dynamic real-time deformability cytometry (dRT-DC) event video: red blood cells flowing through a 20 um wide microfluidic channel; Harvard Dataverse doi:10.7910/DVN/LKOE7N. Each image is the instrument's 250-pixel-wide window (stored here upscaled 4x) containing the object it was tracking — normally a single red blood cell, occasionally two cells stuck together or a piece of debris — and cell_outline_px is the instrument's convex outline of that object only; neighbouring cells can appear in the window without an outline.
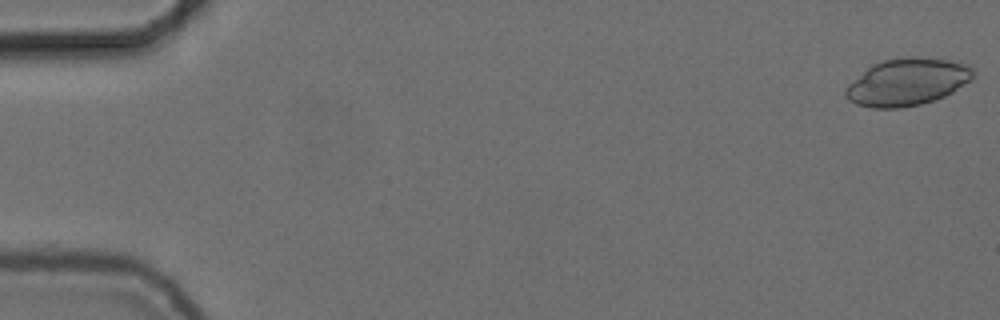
{"species": "common noctule bat (a hibernating species)", "species_latin": "Nyctalus noctula", "temperature_condition": "cold", "stored_images_in_passage": 55, "camera_frame_rate_fps": 3000, "um_per_image_px": 0.085, "animal": {"sex": "female", "body_mass_g": 24.6, "forearm_length_mm": 56.2}, "frame": {"image": 1, "passage_image": 1, "time_ms": 0.0, "image_size_px": [1000, 320], "cell_outline_px": [[976, 72], [972, 80], [952, 92], [944, 96], [920, 104], [900, 108], [872, 108], [856, 104], [848, 100], [844, 96], [844, 88], [848, 84], [872, 64], [880, 60], [908, 56], [916, 56], [956, 60], [968, 64], [976, 68]], "centroid_in_image_um": [77.15, 6.94], "position_along_channel_um": 7.9, "area_um2": 35.72}}